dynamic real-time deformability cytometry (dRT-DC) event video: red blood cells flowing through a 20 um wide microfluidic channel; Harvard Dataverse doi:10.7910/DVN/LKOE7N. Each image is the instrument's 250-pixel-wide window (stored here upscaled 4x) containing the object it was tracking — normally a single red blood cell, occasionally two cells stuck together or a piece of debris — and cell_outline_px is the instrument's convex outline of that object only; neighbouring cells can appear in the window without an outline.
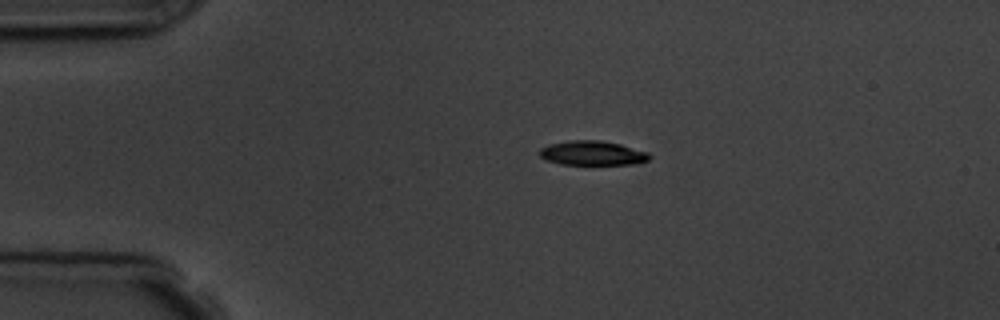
{"species": "common noctule bat (a hibernating species)", "species_latin": "Nyctalus noctula", "temperature_condition": "room temperature", "stored_images_in_passage": 5, "camera_frame_rate_fps": 3000, "um_per_image_px": 0.085, "animal": {"sex": "male", "body_mass_g": 19.5, "forearm_length_mm": 54.6}, "frame": {"image": 1, "passage_image": 1, "time_ms": 0.0, "image_size_px": [1000, 320], "cell_outline_px": [[652, 156], [648, 160], [632, 164], [560, 164], [548, 160], [540, 156], [540, 148], [548, 144], [568, 140], [600, 140], [620, 144], [648, 152]], "centroid_in_image_um": [50.35, 13.0], "position_along_channel_um": 34.6, "area_um2": 15.55}}
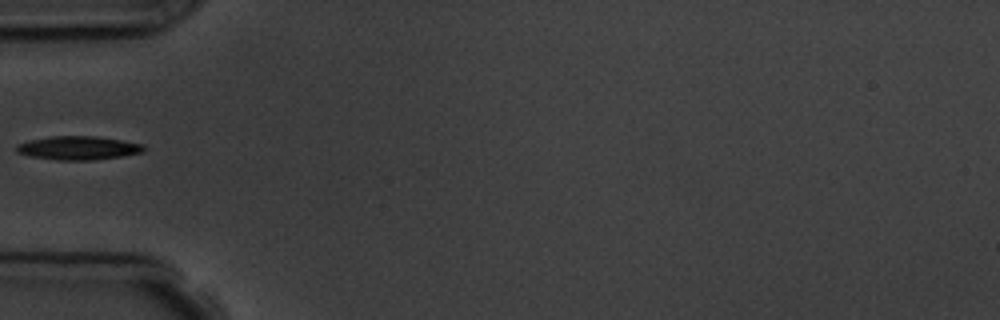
{"frame": {"image": 2, "passage_image": 3, "time_ms": 2.333, "image_size_px": [1000, 320], "cell_outline_px": [[144, 152], [120, 156], [92, 160], [56, 160], [28, 156], [16, 152], [16, 144], [48, 136], [96, 136], [144, 144]], "centroid_in_image_um": [6.62, 12.58], "position_along_channel_um": 78.4, "area_um2": 17.51}}